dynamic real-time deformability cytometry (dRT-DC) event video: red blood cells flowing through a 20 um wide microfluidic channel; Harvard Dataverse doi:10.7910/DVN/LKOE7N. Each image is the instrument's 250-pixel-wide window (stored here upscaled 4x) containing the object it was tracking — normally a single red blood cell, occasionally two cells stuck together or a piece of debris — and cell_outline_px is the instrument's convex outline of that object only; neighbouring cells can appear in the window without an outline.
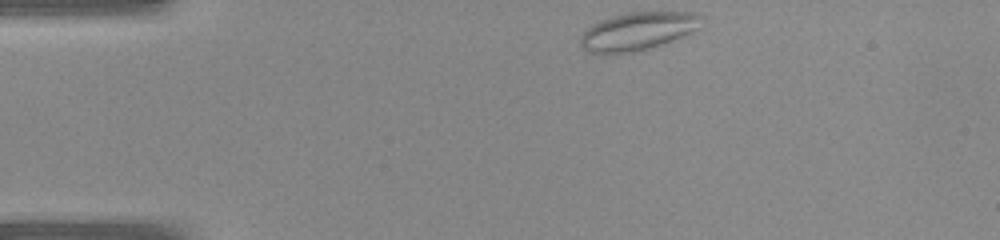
{"species": "common noctule bat (a hibernating species)", "species_latin": "Nyctalus noctula", "temperature_condition": "warm", "stored_images_in_passage": 34, "camera_frame_rate_fps": 3000, "um_per_image_px": 0.085, "animal": {"sex": "female", "body_mass_g": 22.0, "forearm_length_mm": 56.7}, "frame": {"image": 1, "passage_image": 1, "time_ms": 0.0, "image_size_px": [1000, 240], "cell_outline_px": [[704, 16], [700, 28], [692, 32], [672, 40], [648, 48], [632, 52], [588, 52], [580, 44], [580, 36], [592, 24], [600, 20], [612, 16], [628, 12], [692, 12]], "centroid_in_image_um": [54.25, 2.62], "position_along_channel_um": 30.7, "area_um2": 26.47}}
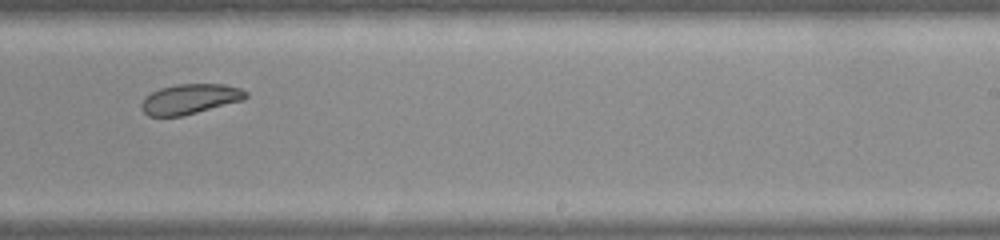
{"frame": {"image": 2, "passage_image": 19, "time_ms": 6.0, "image_size_px": [1000, 240], "cell_outline_px": [[248, 96], [244, 100], [184, 116], [148, 116], [140, 108], [140, 104], [144, 96], [160, 88], [176, 84], [224, 84], [240, 88], [248, 92]], "centroid_in_image_um": [16.14, 8.42], "position_along_channel_um": 272.9, "area_um2": 18.55}}
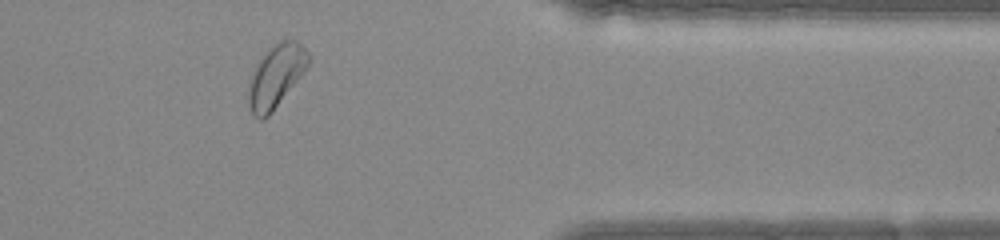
{"frame": {"image": 3, "passage_image": 27, "time_ms": 8.667, "image_size_px": [1000, 240], "cell_outline_px": [[308, 68], [272, 112], [264, 120], [260, 120], [252, 112], [248, 104], [248, 88], [252, 76], [260, 60], [272, 44], [280, 40], [296, 40], [308, 52]], "centroid_in_image_um": [23.47, 6.48], "position_along_channel_um": 387.9, "area_um2": 21.56}}